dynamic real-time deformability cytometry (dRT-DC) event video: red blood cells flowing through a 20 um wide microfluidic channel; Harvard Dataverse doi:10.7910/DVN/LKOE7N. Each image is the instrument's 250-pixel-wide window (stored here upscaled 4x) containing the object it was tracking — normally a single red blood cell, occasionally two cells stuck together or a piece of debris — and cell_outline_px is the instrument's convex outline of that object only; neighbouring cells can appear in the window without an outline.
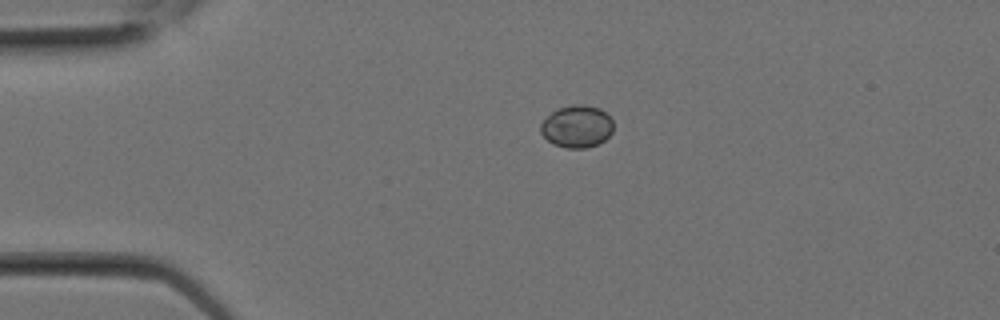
{"species": "Egyptian fruit bat (a non-hibernating species)", "species_latin": "Rousettus aegyptiacus", "temperature_condition": "room temperature", "stored_images_in_passage": 1, "camera_frame_rate_fps": 3000, "um_per_image_px": 0.085, "animal": {"sex": "female"}, "frame": {"image": 1, "passage_image": 1, "time_ms": 0.0, "image_size_px": [1000, 320], "cell_outline_px": [[612, 132], [604, 140], [596, 144], [584, 148], [564, 148], [552, 144], [540, 132], [540, 124], [556, 108], [572, 104], [584, 104], [600, 108], [612, 120]], "centroid_in_image_um": [49.01, 10.74], "position_along_channel_um": 36.0, "area_um2": 17.92}}